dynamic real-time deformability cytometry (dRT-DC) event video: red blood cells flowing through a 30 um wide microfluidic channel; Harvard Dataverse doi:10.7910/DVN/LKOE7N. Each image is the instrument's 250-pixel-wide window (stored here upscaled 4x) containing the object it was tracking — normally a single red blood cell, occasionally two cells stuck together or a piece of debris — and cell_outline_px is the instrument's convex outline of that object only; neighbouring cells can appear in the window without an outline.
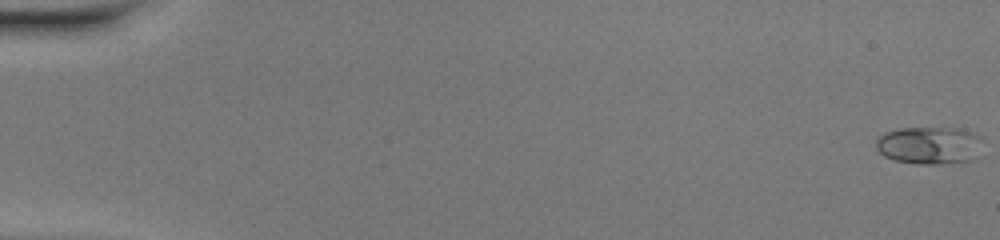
{"species": "common noctule bat (a hibernating species)", "species_latin": "Nyctalus noctula", "temperature_condition": "warm", "stored_images_in_passage": 50, "camera_frame_rate_fps": 3000, "um_per_image_px": 0.085, "animal": {"sex": "female", "body_mass_g": 20.0, "forearm_length_mm": 54.0}, "frame": {"image": 1, "passage_image": 1, "time_ms": 0.0, "image_size_px": [1000, 240], "cell_outline_px": [[984, 140], [976, 156], [972, 160], [952, 164], [920, 164], [896, 160], [884, 156], [876, 148], [876, 140], [884, 132], [900, 128], [964, 128], [980, 136]], "centroid_in_image_um": [79.04, 12.35], "position_along_channel_um": 6.0, "area_um2": 23.7}}
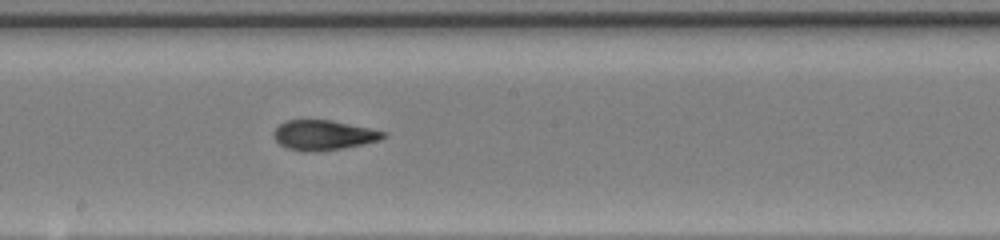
{"frame": {"image": 2, "passage_image": 29, "time_ms": 9.333, "image_size_px": [1000, 240], "cell_outline_px": [[388, 136], [380, 140], [364, 144], [344, 148], [320, 152], [308, 152], [288, 148], [280, 144], [276, 140], [272, 132], [284, 120], [332, 120], [388, 132]], "centroid_in_image_um": [27.54, 11.49], "position_along_channel_um": 220.7, "area_um2": 19.31}}
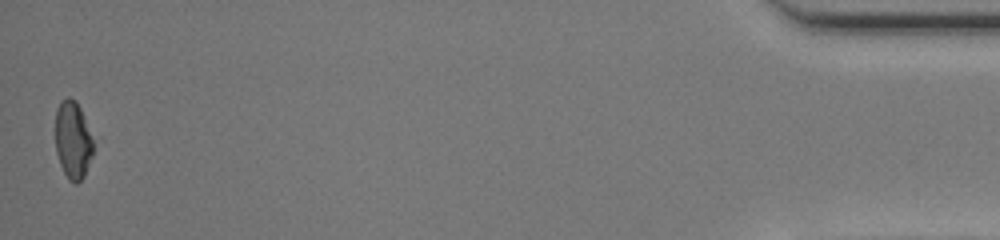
{"frame": {"image": 3, "passage_image": 50, "time_ms": 16.333, "image_size_px": [1000, 240], "cell_outline_px": [[92, 156], [84, 176], [76, 184], [68, 180], [60, 164], [56, 152], [56, 108], [60, 100], [68, 96], [76, 100], [80, 108], [92, 140]], "centroid_in_image_um": [6.17, 11.89], "position_along_channel_um": 429.0, "area_um2": 16.94}, "authors_computed_cell_mechanics": {"area_um2": 19.1318, "velocity_mm_per_s": 4.2312, "shape_relaxation_time_tau1_ms": null, "shape_relaxation_time_tau2_ms": 1.5026, "deformation_change_tau1": null, "deformation_change_tau2": 0.0741}}